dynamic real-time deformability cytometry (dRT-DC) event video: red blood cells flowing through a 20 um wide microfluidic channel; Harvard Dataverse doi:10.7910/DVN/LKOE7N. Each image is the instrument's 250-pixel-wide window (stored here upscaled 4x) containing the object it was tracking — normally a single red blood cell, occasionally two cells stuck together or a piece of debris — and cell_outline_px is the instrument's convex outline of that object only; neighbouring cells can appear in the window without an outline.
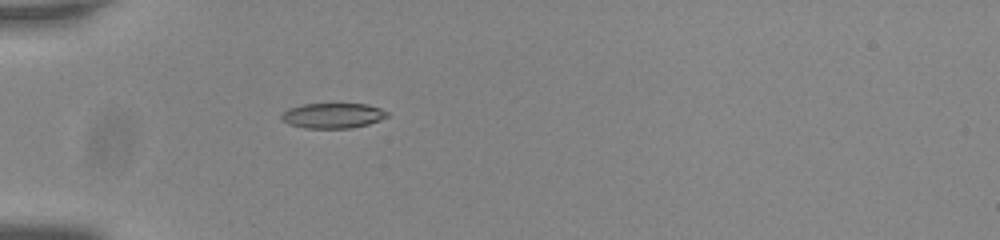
{"species": "common noctule bat (a hibernating species)", "species_latin": "Nyctalus noctula", "temperature_condition": "room temperature", "stored_images_in_passage": 38, "camera_frame_rate_fps": 3000, "um_per_image_px": 0.085, "animal": {"sex": "male", "body_mass_g": 20.0, "forearm_length_mm": 53.3}, "frame": {"image": 1, "passage_image": 1, "time_ms": 0.0, "image_size_px": [1000, 240], "cell_outline_px": [[388, 116], [380, 120], [368, 124], [348, 128], [304, 128], [288, 124], [280, 120], [280, 116], [288, 108], [304, 104], [368, 104], [380, 108], [388, 112]], "centroid_in_image_um": [28.26, 9.83], "position_along_channel_um": 56.7, "area_um2": 15.55}}
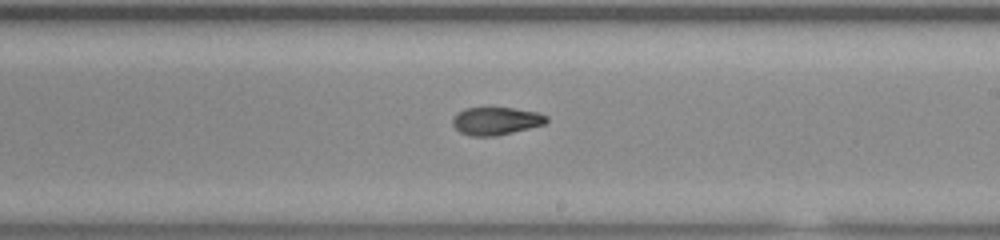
{"frame": {"image": 2, "passage_image": 17, "time_ms": 5.333, "image_size_px": [1000, 240], "cell_outline_px": [[548, 120], [544, 124], [496, 136], [472, 136], [460, 132], [452, 124], [452, 120], [456, 112], [464, 108], [512, 108], [536, 112], [548, 116]], "centroid_in_image_um": [42.13, 10.28], "position_along_channel_um": 246.9, "area_um2": 15.09}}
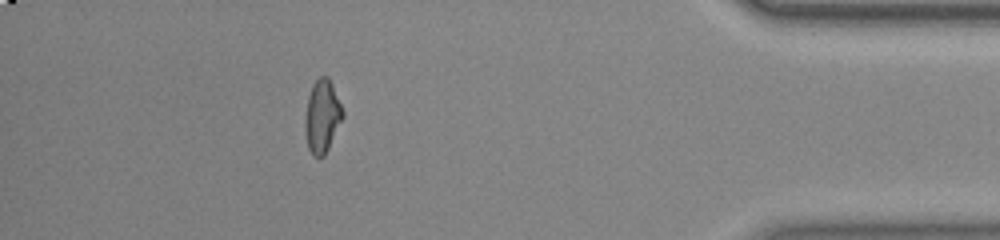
{"frame": {"image": 3, "passage_image": 33, "time_ms": 10.667, "image_size_px": [1000, 240], "cell_outline_px": [[344, 116], [324, 156], [312, 156], [308, 148], [304, 132], [304, 120], [308, 96], [312, 84], [320, 76], [328, 76], [332, 84], [344, 112]], "centroid_in_image_um": [27.36, 9.88], "position_along_channel_um": 407.8, "area_um2": 16.07}, "authors_computed_cell_mechanics": {"area_um2": 15.895, "velocity_mm_per_s": 3.7831, "shape_relaxation_time_tau1_ms": 10.8917, "shape_relaxation_time_tau2_ms": 2.781, "deformation_change_tau1": 0.2551, "deformation_change_tau2": 0.0883}}